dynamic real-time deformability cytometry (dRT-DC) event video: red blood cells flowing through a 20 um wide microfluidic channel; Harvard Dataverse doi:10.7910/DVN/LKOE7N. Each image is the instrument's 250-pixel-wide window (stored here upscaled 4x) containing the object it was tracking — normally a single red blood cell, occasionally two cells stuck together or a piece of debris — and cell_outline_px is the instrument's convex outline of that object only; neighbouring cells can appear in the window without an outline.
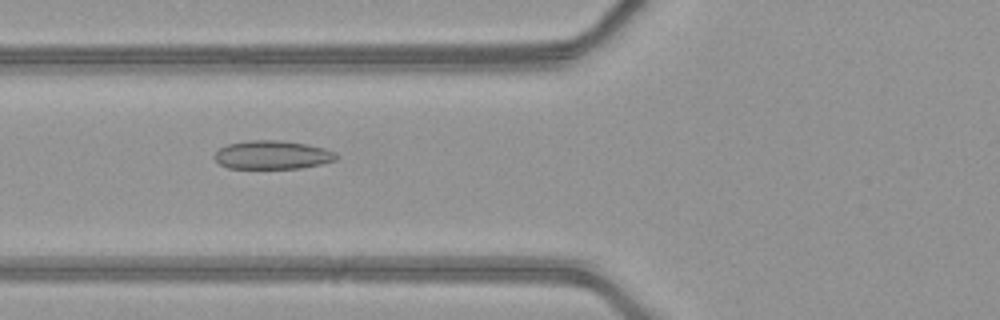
{"species": "common noctule bat (a hibernating species)", "species_latin": "Nyctalus noctula", "temperature_condition": "warm", "stored_images_in_passage": 39, "segment_of_instrument_passage": [1, 2], "camera_frame_rate_fps": 3000, "um_per_image_px": 0.085, "animal": {"sex": "female", "body_mass_g": 21.9}, "frame": {"image": 1, "passage_image": 8, "time_ms": 2.333, "image_size_px": [1000, 320], "cell_outline_px": [[340, 156], [336, 160], [320, 164], [300, 168], [228, 168], [220, 164], [212, 156], [220, 148], [228, 144], [248, 140], [280, 140], [308, 144], [324, 148], [336, 152]], "centroid_in_image_um": [23.17, 13.16], "position_along_channel_um": 102.6, "area_um2": 20.35}}
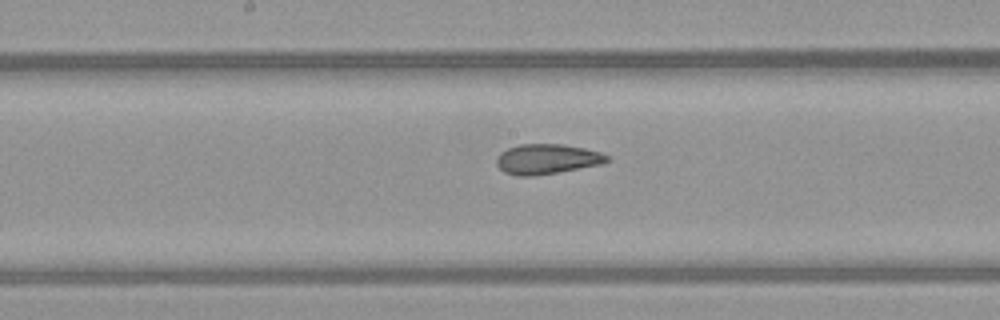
{"frame": {"image": 2, "passage_image": 15, "time_ms": 4.667, "image_size_px": [1000, 320], "cell_outline_px": [[608, 160], [600, 164], [556, 172], [532, 176], [516, 176], [504, 172], [496, 164], [496, 160], [500, 152], [508, 148], [520, 144], [564, 144], [584, 148], [600, 152], [608, 156]], "centroid_in_image_um": [46.44, 13.51], "position_along_channel_um": 201.8, "area_um2": 19.13}}
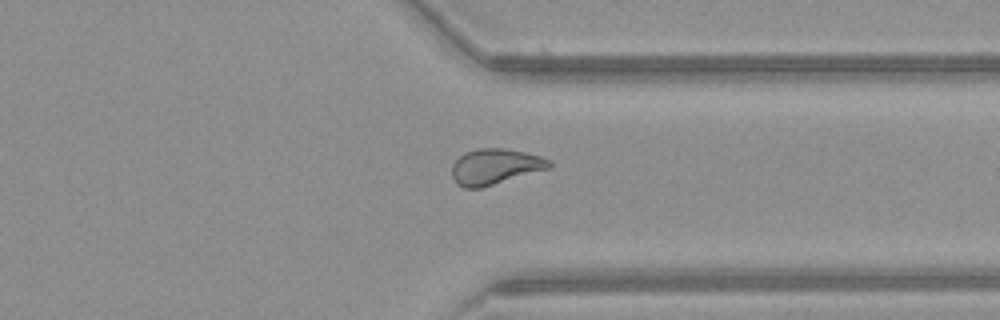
{"frame": {"image": 3, "passage_image": 27, "time_ms": 8.667, "image_size_px": [1000, 320], "cell_outline_px": [[552, 164], [548, 168], [480, 188], [464, 188], [456, 184], [452, 176], [452, 164], [464, 152], [480, 148], [508, 148], [540, 156], [552, 160]], "centroid_in_image_um": [42.05, 14.15], "position_along_channel_um": 369.3, "area_um2": 20.11}}